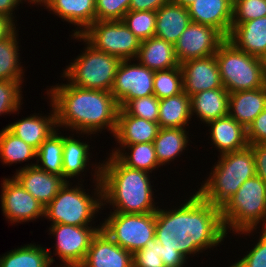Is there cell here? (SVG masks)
Masks as SVG:
<instances>
[{
    "label": "cell",
    "mask_w": 266,
    "mask_h": 267,
    "mask_svg": "<svg viewBox=\"0 0 266 267\" xmlns=\"http://www.w3.org/2000/svg\"><path fill=\"white\" fill-rule=\"evenodd\" d=\"M167 209L158 207L156 211L155 239L162 244V250H177L189 259L213 250L227 238L221 208L196 191L178 207Z\"/></svg>",
    "instance_id": "6da1fadb"
},
{
    "label": "cell",
    "mask_w": 266,
    "mask_h": 267,
    "mask_svg": "<svg viewBox=\"0 0 266 267\" xmlns=\"http://www.w3.org/2000/svg\"><path fill=\"white\" fill-rule=\"evenodd\" d=\"M66 83L52 85L46 92L55 108L57 128H69L90 139L106 129L114 135L119 106L112 93Z\"/></svg>",
    "instance_id": "7a4b0ae2"
},
{
    "label": "cell",
    "mask_w": 266,
    "mask_h": 267,
    "mask_svg": "<svg viewBox=\"0 0 266 267\" xmlns=\"http://www.w3.org/2000/svg\"><path fill=\"white\" fill-rule=\"evenodd\" d=\"M150 177L149 172L129 168L109 154L101 162L102 208L109 205L118 213L156 212L159 206L154 201L157 197Z\"/></svg>",
    "instance_id": "3957f363"
},
{
    "label": "cell",
    "mask_w": 266,
    "mask_h": 267,
    "mask_svg": "<svg viewBox=\"0 0 266 267\" xmlns=\"http://www.w3.org/2000/svg\"><path fill=\"white\" fill-rule=\"evenodd\" d=\"M217 157L218 162L196 192L213 206L222 208L246 180L256 176V166L249 146Z\"/></svg>",
    "instance_id": "277c9868"
},
{
    "label": "cell",
    "mask_w": 266,
    "mask_h": 267,
    "mask_svg": "<svg viewBox=\"0 0 266 267\" xmlns=\"http://www.w3.org/2000/svg\"><path fill=\"white\" fill-rule=\"evenodd\" d=\"M221 218L227 234L254 235L266 225V183L258 176L246 180L221 208Z\"/></svg>",
    "instance_id": "5b68a950"
},
{
    "label": "cell",
    "mask_w": 266,
    "mask_h": 267,
    "mask_svg": "<svg viewBox=\"0 0 266 267\" xmlns=\"http://www.w3.org/2000/svg\"><path fill=\"white\" fill-rule=\"evenodd\" d=\"M74 187L66 181L58 194L44 208V218L51 221V225L66 224L74 226H95L97 216L102 209V186L94 182L93 193H86L80 179ZM80 185V186H79ZM100 210V211H99Z\"/></svg>",
    "instance_id": "8992f818"
},
{
    "label": "cell",
    "mask_w": 266,
    "mask_h": 267,
    "mask_svg": "<svg viewBox=\"0 0 266 267\" xmlns=\"http://www.w3.org/2000/svg\"><path fill=\"white\" fill-rule=\"evenodd\" d=\"M71 36V39L83 42L85 49L63 70V81L67 79L71 85L110 92L122 60L95 49L81 35Z\"/></svg>",
    "instance_id": "52a82bcc"
},
{
    "label": "cell",
    "mask_w": 266,
    "mask_h": 267,
    "mask_svg": "<svg viewBox=\"0 0 266 267\" xmlns=\"http://www.w3.org/2000/svg\"><path fill=\"white\" fill-rule=\"evenodd\" d=\"M223 87L234 93L266 86L261 58L236 48L227 39L215 54Z\"/></svg>",
    "instance_id": "ba28073f"
},
{
    "label": "cell",
    "mask_w": 266,
    "mask_h": 267,
    "mask_svg": "<svg viewBox=\"0 0 266 267\" xmlns=\"http://www.w3.org/2000/svg\"><path fill=\"white\" fill-rule=\"evenodd\" d=\"M110 210L101 229L120 247L133 254L155 238L156 212L135 214Z\"/></svg>",
    "instance_id": "9c48e42d"
},
{
    "label": "cell",
    "mask_w": 266,
    "mask_h": 267,
    "mask_svg": "<svg viewBox=\"0 0 266 267\" xmlns=\"http://www.w3.org/2000/svg\"><path fill=\"white\" fill-rule=\"evenodd\" d=\"M81 36L95 49L120 58L135 59L141 41L122 21H94Z\"/></svg>",
    "instance_id": "30bf717a"
},
{
    "label": "cell",
    "mask_w": 266,
    "mask_h": 267,
    "mask_svg": "<svg viewBox=\"0 0 266 267\" xmlns=\"http://www.w3.org/2000/svg\"><path fill=\"white\" fill-rule=\"evenodd\" d=\"M100 229L101 222L97 226L51 225L48 231L56 240L53 255L62 262L57 267H79L86 258L92 239Z\"/></svg>",
    "instance_id": "8fae6325"
},
{
    "label": "cell",
    "mask_w": 266,
    "mask_h": 267,
    "mask_svg": "<svg viewBox=\"0 0 266 267\" xmlns=\"http://www.w3.org/2000/svg\"><path fill=\"white\" fill-rule=\"evenodd\" d=\"M154 73L155 71L142 66L135 59L122 60L110 91L119 108H122L129 100L153 95Z\"/></svg>",
    "instance_id": "7c38bea8"
},
{
    "label": "cell",
    "mask_w": 266,
    "mask_h": 267,
    "mask_svg": "<svg viewBox=\"0 0 266 267\" xmlns=\"http://www.w3.org/2000/svg\"><path fill=\"white\" fill-rule=\"evenodd\" d=\"M227 38L217 29L191 22L174 44L175 55L181 64L188 60L215 55Z\"/></svg>",
    "instance_id": "4fadbf2b"
},
{
    "label": "cell",
    "mask_w": 266,
    "mask_h": 267,
    "mask_svg": "<svg viewBox=\"0 0 266 267\" xmlns=\"http://www.w3.org/2000/svg\"><path fill=\"white\" fill-rule=\"evenodd\" d=\"M1 190L2 213L11 224L44 217V206L13 177L3 178Z\"/></svg>",
    "instance_id": "5bb4252c"
},
{
    "label": "cell",
    "mask_w": 266,
    "mask_h": 267,
    "mask_svg": "<svg viewBox=\"0 0 266 267\" xmlns=\"http://www.w3.org/2000/svg\"><path fill=\"white\" fill-rule=\"evenodd\" d=\"M183 74V91L192 96L199 92L224 88L215 55L192 59L180 64Z\"/></svg>",
    "instance_id": "9a60e30c"
},
{
    "label": "cell",
    "mask_w": 266,
    "mask_h": 267,
    "mask_svg": "<svg viewBox=\"0 0 266 267\" xmlns=\"http://www.w3.org/2000/svg\"><path fill=\"white\" fill-rule=\"evenodd\" d=\"M35 164L31 161L30 164L21 166L20 169H16L12 177L45 208L58 194L66 180L59 175L41 170Z\"/></svg>",
    "instance_id": "2e32d148"
},
{
    "label": "cell",
    "mask_w": 266,
    "mask_h": 267,
    "mask_svg": "<svg viewBox=\"0 0 266 267\" xmlns=\"http://www.w3.org/2000/svg\"><path fill=\"white\" fill-rule=\"evenodd\" d=\"M132 261V253L120 247L100 229L79 267H133Z\"/></svg>",
    "instance_id": "e0dca14e"
},
{
    "label": "cell",
    "mask_w": 266,
    "mask_h": 267,
    "mask_svg": "<svg viewBox=\"0 0 266 267\" xmlns=\"http://www.w3.org/2000/svg\"><path fill=\"white\" fill-rule=\"evenodd\" d=\"M90 146L89 143L83 142L78 138L75 139L74 136L63 135V178L66 181L70 182V179L79 176L85 177V172H87L85 169L91 166L92 169L90 175H92V171L94 172L92 175L94 177H91L93 180L92 183L100 182L101 163L99 160V163L97 164L96 159L95 163L89 161L91 160L90 158H92L90 156L91 153L89 152Z\"/></svg>",
    "instance_id": "ac0fdd59"
},
{
    "label": "cell",
    "mask_w": 266,
    "mask_h": 267,
    "mask_svg": "<svg viewBox=\"0 0 266 267\" xmlns=\"http://www.w3.org/2000/svg\"><path fill=\"white\" fill-rule=\"evenodd\" d=\"M191 22L211 26L228 37L233 17V0H196L188 7Z\"/></svg>",
    "instance_id": "d6986e66"
},
{
    "label": "cell",
    "mask_w": 266,
    "mask_h": 267,
    "mask_svg": "<svg viewBox=\"0 0 266 267\" xmlns=\"http://www.w3.org/2000/svg\"><path fill=\"white\" fill-rule=\"evenodd\" d=\"M50 105L52 110L48 115L30 114V116L8 124L6 128L25 143L38 150L40 145L57 129L55 108L52 103Z\"/></svg>",
    "instance_id": "ffe728a7"
},
{
    "label": "cell",
    "mask_w": 266,
    "mask_h": 267,
    "mask_svg": "<svg viewBox=\"0 0 266 267\" xmlns=\"http://www.w3.org/2000/svg\"><path fill=\"white\" fill-rule=\"evenodd\" d=\"M211 143L219 155L242 150L249 146L247 129L229 114L206 124Z\"/></svg>",
    "instance_id": "44dd1931"
},
{
    "label": "cell",
    "mask_w": 266,
    "mask_h": 267,
    "mask_svg": "<svg viewBox=\"0 0 266 267\" xmlns=\"http://www.w3.org/2000/svg\"><path fill=\"white\" fill-rule=\"evenodd\" d=\"M227 40L243 52L262 59L266 55V16L231 26Z\"/></svg>",
    "instance_id": "7402d4cb"
},
{
    "label": "cell",
    "mask_w": 266,
    "mask_h": 267,
    "mask_svg": "<svg viewBox=\"0 0 266 267\" xmlns=\"http://www.w3.org/2000/svg\"><path fill=\"white\" fill-rule=\"evenodd\" d=\"M44 9L76 27L72 35H81L95 20V0H49Z\"/></svg>",
    "instance_id": "603a6c76"
},
{
    "label": "cell",
    "mask_w": 266,
    "mask_h": 267,
    "mask_svg": "<svg viewBox=\"0 0 266 267\" xmlns=\"http://www.w3.org/2000/svg\"><path fill=\"white\" fill-rule=\"evenodd\" d=\"M159 129L158 122L130 116L119 108L116 130L112 137L117 141L116 145L148 143L154 141Z\"/></svg>",
    "instance_id": "cb8c5ba5"
},
{
    "label": "cell",
    "mask_w": 266,
    "mask_h": 267,
    "mask_svg": "<svg viewBox=\"0 0 266 267\" xmlns=\"http://www.w3.org/2000/svg\"><path fill=\"white\" fill-rule=\"evenodd\" d=\"M266 108V86L229 93L228 114L246 129Z\"/></svg>",
    "instance_id": "d4e9b609"
},
{
    "label": "cell",
    "mask_w": 266,
    "mask_h": 267,
    "mask_svg": "<svg viewBox=\"0 0 266 267\" xmlns=\"http://www.w3.org/2000/svg\"><path fill=\"white\" fill-rule=\"evenodd\" d=\"M156 18L155 36L173 45L191 23L188 8L172 1L156 11Z\"/></svg>",
    "instance_id": "484cf974"
},
{
    "label": "cell",
    "mask_w": 266,
    "mask_h": 267,
    "mask_svg": "<svg viewBox=\"0 0 266 267\" xmlns=\"http://www.w3.org/2000/svg\"><path fill=\"white\" fill-rule=\"evenodd\" d=\"M135 60L153 71L168 70L180 66L175 55L174 45L156 36L141 41Z\"/></svg>",
    "instance_id": "4316f807"
},
{
    "label": "cell",
    "mask_w": 266,
    "mask_h": 267,
    "mask_svg": "<svg viewBox=\"0 0 266 267\" xmlns=\"http://www.w3.org/2000/svg\"><path fill=\"white\" fill-rule=\"evenodd\" d=\"M191 116H197L207 124L228 115L229 92L225 88H217L199 92L190 97Z\"/></svg>",
    "instance_id": "83f0119b"
},
{
    "label": "cell",
    "mask_w": 266,
    "mask_h": 267,
    "mask_svg": "<svg viewBox=\"0 0 266 267\" xmlns=\"http://www.w3.org/2000/svg\"><path fill=\"white\" fill-rule=\"evenodd\" d=\"M187 128H160L157 137L153 141L155 154L160 166L170 165L179 157L185 148H188L189 129ZM171 161V162H170Z\"/></svg>",
    "instance_id": "f1b7e54d"
},
{
    "label": "cell",
    "mask_w": 266,
    "mask_h": 267,
    "mask_svg": "<svg viewBox=\"0 0 266 267\" xmlns=\"http://www.w3.org/2000/svg\"><path fill=\"white\" fill-rule=\"evenodd\" d=\"M191 118L190 96L184 91L176 96L159 100L160 128H189Z\"/></svg>",
    "instance_id": "f546056e"
},
{
    "label": "cell",
    "mask_w": 266,
    "mask_h": 267,
    "mask_svg": "<svg viewBox=\"0 0 266 267\" xmlns=\"http://www.w3.org/2000/svg\"><path fill=\"white\" fill-rule=\"evenodd\" d=\"M52 252L41 245L30 243L0 256V267H50L55 262Z\"/></svg>",
    "instance_id": "4dcf8cb0"
},
{
    "label": "cell",
    "mask_w": 266,
    "mask_h": 267,
    "mask_svg": "<svg viewBox=\"0 0 266 267\" xmlns=\"http://www.w3.org/2000/svg\"><path fill=\"white\" fill-rule=\"evenodd\" d=\"M111 151L108 154H113L122 164L132 169L152 173L153 170L161 167L156 158L153 142L118 145Z\"/></svg>",
    "instance_id": "1f68e13d"
},
{
    "label": "cell",
    "mask_w": 266,
    "mask_h": 267,
    "mask_svg": "<svg viewBox=\"0 0 266 267\" xmlns=\"http://www.w3.org/2000/svg\"><path fill=\"white\" fill-rule=\"evenodd\" d=\"M18 35L15 30L9 37L0 41V80L24 82L25 69L19 58Z\"/></svg>",
    "instance_id": "d6a6232c"
},
{
    "label": "cell",
    "mask_w": 266,
    "mask_h": 267,
    "mask_svg": "<svg viewBox=\"0 0 266 267\" xmlns=\"http://www.w3.org/2000/svg\"><path fill=\"white\" fill-rule=\"evenodd\" d=\"M58 130L52 132L40 145L35 165L41 170L63 177V134Z\"/></svg>",
    "instance_id": "836d02e7"
},
{
    "label": "cell",
    "mask_w": 266,
    "mask_h": 267,
    "mask_svg": "<svg viewBox=\"0 0 266 267\" xmlns=\"http://www.w3.org/2000/svg\"><path fill=\"white\" fill-rule=\"evenodd\" d=\"M37 150L11 133L6 127L0 131V161L5 165L36 160Z\"/></svg>",
    "instance_id": "e575fe53"
},
{
    "label": "cell",
    "mask_w": 266,
    "mask_h": 267,
    "mask_svg": "<svg viewBox=\"0 0 266 267\" xmlns=\"http://www.w3.org/2000/svg\"><path fill=\"white\" fill-rule=\"evenodd\" d=\"M154 95L160 100L176 96L183 92V74L181 67H174L168 70L155 71Z\"/></svg>",
    "instance_id": "d590c367"
},
{
    "label": "cell",
    "mask_w": 266,
    "mask_h": 267,
    "mask_svg": "<svg viewBox=\"0 0 266 267\" xmlns=\"http://www.w3.org/2000/svg\"><path fill=\"white\" fill-rule=\"evenodd\" d=\"M156 11H128L122 22L140 40L155 36Z\"/></svg>",
    "instance_id": "8d00e7d4"
},
{
    "label": "cell",
    "mask_w": 266,
    "mask_h": 267,
    "mask_svg": "<svg viewBox=\"0 0 266 267\" xmlns=\"http://www.w3.org/2000/svg\"><path fill=\"white\" fill-rule=\"evenodd\" d=\"M22 84L23 82L0 80V116L16 114L21 110Z\"/></svg>",
    "instance_id": "74e56055"
},
{
    "label": "cell",
    "mask_w": 266,
    "mask_h": 267,
    "mask_svg": "<svg viewBox=\"0 0 266 267\" xmlns=\"http://www.w3.org/2000/svg\"><path fill=\"white\" fill-rule=\"evenodd\" d=\"M126 114L158 122L159 99L153 94L129 100L122 108Z\"/></svg>",
    "instance_id": "f35d334b"
},
{
    "label": "cell",
    "mask_w": 266,
    "mask_h": 267,
    "mask_svg": "<svg viewBox=\"0 0 266 267\" xmlns=\"http://www.w3.org/2000/svg\"><path fill=\"white\" fill-rule=\"evenodd\" d=\"M266 16V0H233L232 26Z\"/></svg>",
    "instance_id": "ab89813d"
},
{
    "label": "cell",
    "mask_w": 266,
    "mask_h": 267,
    "mask_svg": "<svg viewBox=\"0 0 266 267\" xmlns=\"http://www.w3.org/2000/svg\"><path fill=\"white\" fill-rule=\"evenodd\" d=\"M130 0H95L96 21H122Z\"/></svg>",
    "instance_id": "60d3db41"
},
{
    "label": "cell",
    "mask_w": 266,
    "mask_h": 267,
    "mask_svg": "<svg viewBox=\"0 0 266 267\" xmlns=\"http://www.w3.org/2000/svg\"><path fill=\"white\" fill-rule=\"evenodd\" d=\"M261 230V231H260ZM259 238L254 247L246 252L240 260L235 261L228 267H266V231L259 229Z\"/></svg>",
    "instance_id": "b9f144b4"
},
{
    "label": "cell",
    "mask_w": 266,
    "mask_h": 267,
    "mask_svg": "<svg viewBox=\"0 0 266 267\" xmlns=\"http://www.w3.org/2000/svg\"><path fill=\"white\" fill-rule=\"evenodd\" d=\"M160 243L154 238L132 254L133 267H165L160 258Z\"/></svg>",
    "instance_id": "7bdbcfd3"
},
{
    "label": "cell",
    "mask_w": 266,
    "mask_h": 267,
    "mask_svg": "<svg viewBox=\"0 0 266 267\" xmlns=\"http://www.w3.org/2000/svg\"><path fill=\"white\" fill-rule=\"evenodd\" d=\"M247 139L249 144L266 143V108L247 128Z\"/></svg>",
    "instance_id": "ee69618b"
},
{
    "label": "cell",
    "mask_w": 266,
    "mask_h": 267,
    "mask_svg": "<svg viewBox=\"0 0 266 267\" xmlns=\"http://www.w3.org/2000/svg\"><path fill=\"white\" fill-rule=\"evenodd\" d=\"M255 159L256 176L266 183V143L249 144Z\"/></svg>",
    "instance_id": "f6af8a7d"
},
{
    "label": "cell",
    "mask_w": 266,
    "mask_h": 267,
    "mask_svg": "<svg viewBox=\"0 0 266 267\" xmlns=\"http://www.w3.org/2000/svg\"><path fill=\"white\" fill-rule=\"evenodd\" d=\"M160 258L163 261L165 267H186L187 261H189L183 254L177 250H162V244L160 243Z\"/></svg>",
    "instance_id": "bcb514c9"
},
{
    "label": "cell",
    "mask_w": 266,
    "mask_h": 267,
    "mask_svg": "<svg viewBox=\"0 0 266 267\" xmlns=\"http://www.w3.org/2000/svg\"><path fill=\"white\" fill-rule=\"evenodd\" d=\"M171 0H130V11H157Z\"/></svg>",
    "instance_id": "7dc6e473"
},
{
    "label": "cell",
    "mask_w": 266,
    "mask_h": 267,
    "mask_svg": "<svg viewBox=\"0 0 266 267\" xmlns=\"http://www.w3.org/2000/svg\"><path fill=\"white\" fill-rule=\"evenodd\" d=\"M20 4H22L20 0H0V15L16 22L14 10H17V7L19 8Z\"/></svg>",
    "instance_id": "c3c4849f"
},
{
    "label": "cell",
    "mask_w": 266,
    "mask_h": 267,
    "mask_svg": "<svg viewBox=\"0 0 266 267\" xmlns=\"http://www.w3.org/2000/svg\"><path fill=\"white\" fill-rule=\"evenodd\" d=\"M15 23L10 18L0 15V41L9 37L16 29L18 30Z\"/></svg>",
    "instance_id": "681fc988"
},
{
    "label": "cell",
    "mask_w": 266,
    "mask_h": 267,
    "mask_svg": "<svg viewBox=\"0 0 266 267\" xmlns=\"http://www.w3.org/2000/svg\"><path fill=\"white\" fill-rule=\"evenodd\" d=\"M20 1L22 4L26 1V2L30 3V5L32 4V6L34 4V5H38V6L40 5L41 7L45 6L49 2V0H20Z\"/></svg>",
    "instance_id": "f907efd6"
},
{
    "label": "cell",
    "mask_w": 266,
    "mask_h": 267,
    "mask_svg": "<svg viewBox=\"0 0 266 267\" xmlns=\"http://www.w3.org/2000/svg\"><path fill=\"white\" fill-rule=\"evenodd\" d=\"M173 3L180 4L185 8H188L196 0H171Z\"/></svg>",
    "instance_id": "816d5d0a"
},
{
    "label": "cell",
    "mask_w": 266,
    "mask_h": 267,
    "mask_svg": "<svg viewBox=\"0 0 266 267\" xmlns=\"http://www.w3.org/2000/svg\"><path fill=\"white\" fill-rule=\"evenodd\" d=\"M261 60H262V65H263V74H264V78L266 81V55Z\"/></svg>",
    "instance_id": "f5cc1de1"
}]
</instances>
